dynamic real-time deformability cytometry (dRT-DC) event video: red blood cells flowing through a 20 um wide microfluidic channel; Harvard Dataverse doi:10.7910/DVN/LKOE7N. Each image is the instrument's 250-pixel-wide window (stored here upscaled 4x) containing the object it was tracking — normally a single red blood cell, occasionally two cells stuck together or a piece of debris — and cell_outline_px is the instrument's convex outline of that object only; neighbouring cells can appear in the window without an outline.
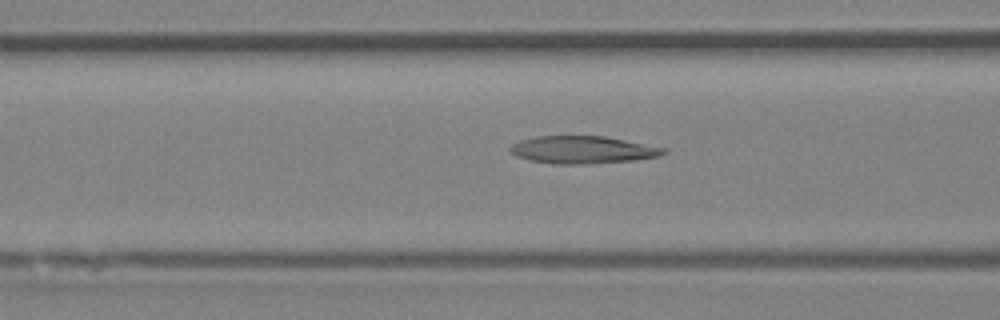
{"species": "Egyptian fruit bat (a non-hibernating species)", "species_latin": "Rousettus aegyptiacus", "temperature_condition": "room temperature", "stored_images_in_passage": 50, "camera_frame_rate_fps": 3000, "um_per_image_px": 0.085, "animal": {"sex": "female"}, "frame": {"image": 1, "passage_image": 21, "time_ms": 6.667, "image_size_px": [1000, 320], "cell_outline_px": [[668, 152], [660, 156], [632, 160], [584, 164], [556, 164], [532, 160], [516, 156], [508, 152], [508, 148], [512, 144], [520, 140], [536, 136], [604, 136], [668, 148]], "centroid_in_image_um": [49.53, 12.72], "position_along_channel_um": 117.1, "area_um2": 24.62}}
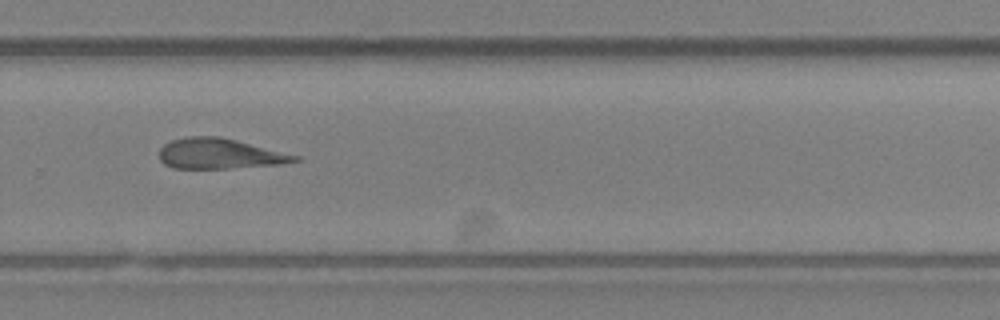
{"frame": {"image": 2, "passage_image": 35, "time_ms": 11.333, "image_size_px": [1000, 320], "cell_outline_px": [[300, 160], [284, 164], [228, 168], [172, 168], [164, 164], [160, 160], [160, 148], [164, 144], [172, 140], [188, 136], [220, 136], [300, 156]], "centroid_in_image_um": [18.66, 13.06], "position_along_channel_um": 311.1, "area_um2": 23.93}}
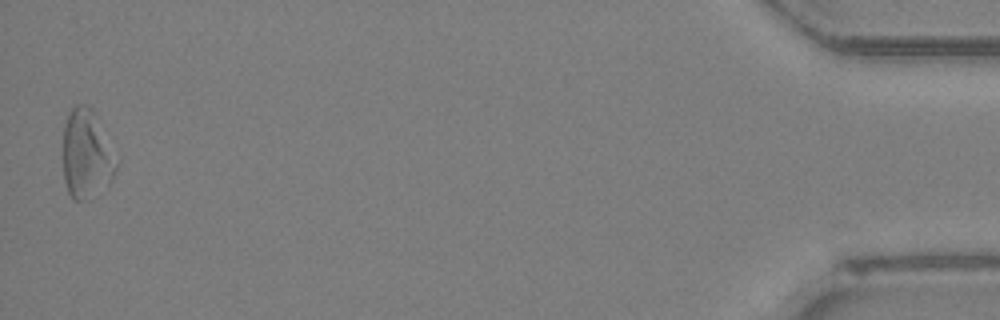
{"frame": {"image": 3, "passage_image": 50, "time_ms": 16.333, "image_size_px": [1000, 320], "cell_outline_px": [[120, 160], [116, 172], [112, 180], [92, 200], [72, 200], [68, 192], [64, 180], [60, 156], [64, 124], [68, 112], [76, 104], [88, 104], [92, 108]], "centroid_in_image_um": [7.34, 13.13], "position_along_channel_um": 427.9, "area_um2": 29.25}, "authors_computed_cell_mechanics": {"area_um2": 25.2586, "velocity_mm_per_s": 4.1488, "shape_relaxation_time_tau1_ms": null, "shape_relaxation_time_tau2_ms": 8.8571, "deformation_change_tau1": null, "deformation_change_tau2": 0.2287}}